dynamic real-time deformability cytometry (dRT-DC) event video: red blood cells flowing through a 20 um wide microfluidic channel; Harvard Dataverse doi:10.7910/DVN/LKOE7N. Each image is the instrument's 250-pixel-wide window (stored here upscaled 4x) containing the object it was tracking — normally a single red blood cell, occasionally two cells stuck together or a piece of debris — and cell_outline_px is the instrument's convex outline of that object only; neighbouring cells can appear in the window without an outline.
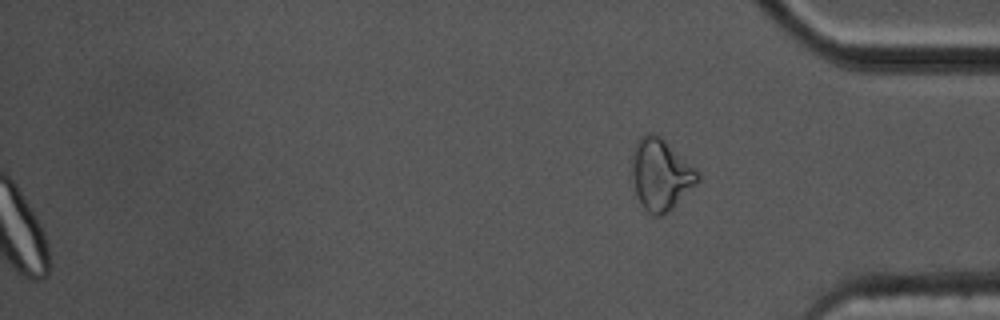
{"species": "common noctule bat (a hibernating species)", "species_latin": "Nyctalus noctula", "temperature_condition": "cold", "stored_images_in_passage": 53, "segment_of_instrument_passage": [2, 2], "camera_frame_rate_fps": 3000, "um_per_image_px": 0.085, "animal": {"sex": "male", "body_mass_g": 17.5, "forearm_length_mm": 52.3}, "frame": {"image": 1, "passage_image": 53, "time_ms": 17.333, "image_size_px": [1000, 320], "cell_outline_px": [[700, 180], [668, 212], [660, 216], [652, 216], [640, 204], [636, 196], [632, 176], [632, 152], [636, 140], [640, 136], [648, 132], [652, 132], [660, 136], [696, 168], [700, 172]], "centroid_in_image_um": [56.14, 14.82], "position_along_channel_um": 379.1, "area_um2": 27.57}}